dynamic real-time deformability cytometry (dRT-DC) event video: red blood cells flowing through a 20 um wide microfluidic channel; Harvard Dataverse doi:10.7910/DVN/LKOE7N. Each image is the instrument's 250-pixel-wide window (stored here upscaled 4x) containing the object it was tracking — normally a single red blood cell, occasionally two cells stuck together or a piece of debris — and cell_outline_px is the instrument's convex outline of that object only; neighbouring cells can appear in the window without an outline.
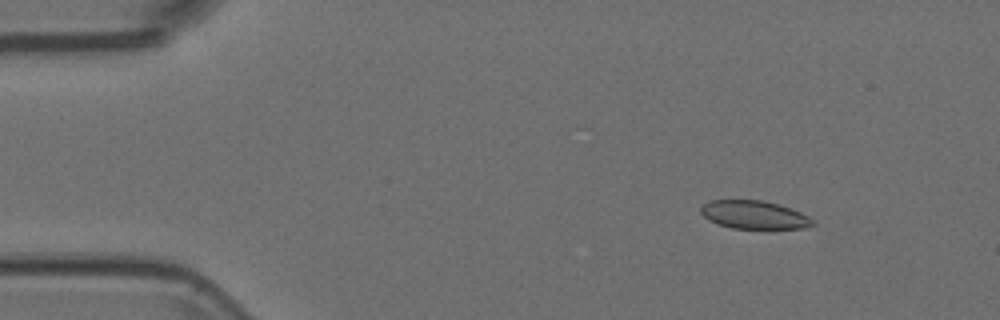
{"species": "Egyptian fruit bat (a non-hibernating species)", "species_latin": "Rousettus aegyptiacus", "temperature_condition": "room temperature", "stored_images_in_passage": 48, "camera_frame_rate_fps": 3000, "um_per_image_px": 0.085, "animal": {"sex": "female"}, "frame": {"image": 1, "passage_image": 7, "time_ms": 2.0, "image_size_px": [1000, 320], "cell_outline_px": [[816, 224], [804, 228], [732, 228], [716, 224], [708, 220], [700, 212], [700, 208], [704, 204], [712, 200], [764, 200], [800, 212], [808, 216]], "centroid_in_image_um": [64.06, 18.26], "position_along_channel_um": 20.9, "area_um2": 18.21}}
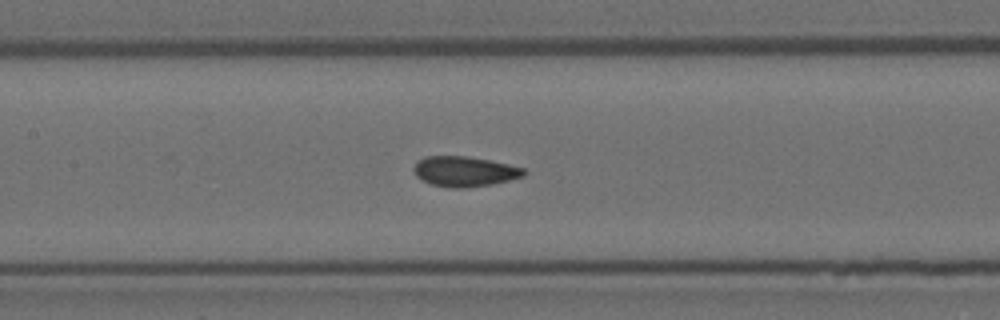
{"frame": {"image": 2, "passage_image": 25, "time_ms": 8.0, "image_size_px": [1000, 320], "cell_outline_px": [[528, 172], [524, 176], [492, 184], [464, 188], [452, 188], [432, 184], [420, 180], [416, 176], [412, 168], [424, 156], [464, 156], [488, 160], [508, 164], [524, 168]], "centroid_in_image_um": [39.48, 14.58], "position_along_channel_um": 167.9, "area_um2": 19.31}}
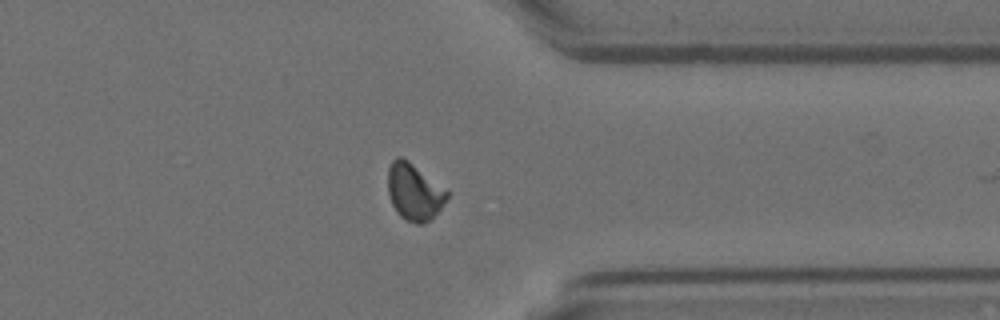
{"frame": {"image": 3, "passage_image": 42, "time_ms": 13.667, "image_size_px": [1000, 320], "cell_outline_px": [[452, 192], [440, 208], [424, 224], [416, 224], [404, 220], [396, 212], [392, 204], [388, 192], [388, 168], [392, 160], [396, 156], [400, 156], [408, 160]], "centroid_in_image_um": [35.21, 16.29], "position_along_channel_um": 376.2, "area_um2": 19.83}}